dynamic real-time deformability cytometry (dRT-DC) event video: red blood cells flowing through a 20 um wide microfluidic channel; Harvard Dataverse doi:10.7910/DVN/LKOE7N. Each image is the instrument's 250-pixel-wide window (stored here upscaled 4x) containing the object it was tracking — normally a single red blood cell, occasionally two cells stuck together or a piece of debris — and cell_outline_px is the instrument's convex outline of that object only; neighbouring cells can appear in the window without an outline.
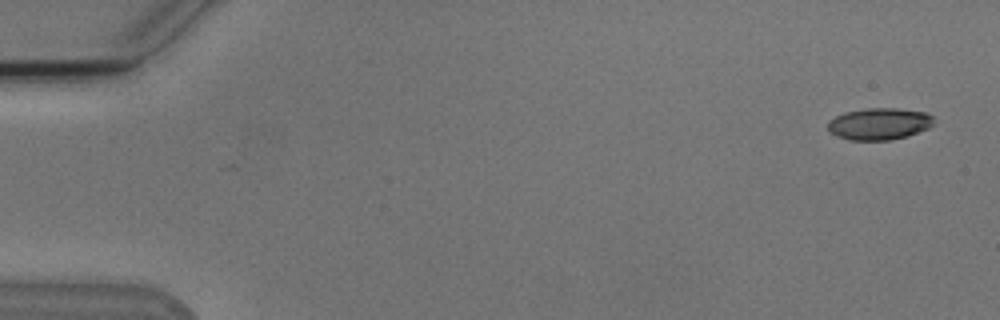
{"species": "Egyptian fruit bat (a non-hibernating species)", "species_latin": "Rousettus aegyptiacus", "temperature_condition": "cold", "stored_images_in_passage": 4, "camera_frame_rate_fps": 3000, "um_per_image_px": 0.085, "animal": {"sex": "male"}, "frame": {"image": 1, "passage_image": 1, "time_ms": 0.0, "image_size_px": [1000, 320], "cell_outline_px": [[932, 124], [928, 128], [908, 136], [888, 140], [848, 140], [836, 136], [828, 132], [828, 120], [844, 112], [868, 108], [900, 108], [924, 112], [932, 116]], "centroid_in_image_um": [74.69, 10.53], "position_along_channel_um": 10.3, "area_um2": 19.71}}